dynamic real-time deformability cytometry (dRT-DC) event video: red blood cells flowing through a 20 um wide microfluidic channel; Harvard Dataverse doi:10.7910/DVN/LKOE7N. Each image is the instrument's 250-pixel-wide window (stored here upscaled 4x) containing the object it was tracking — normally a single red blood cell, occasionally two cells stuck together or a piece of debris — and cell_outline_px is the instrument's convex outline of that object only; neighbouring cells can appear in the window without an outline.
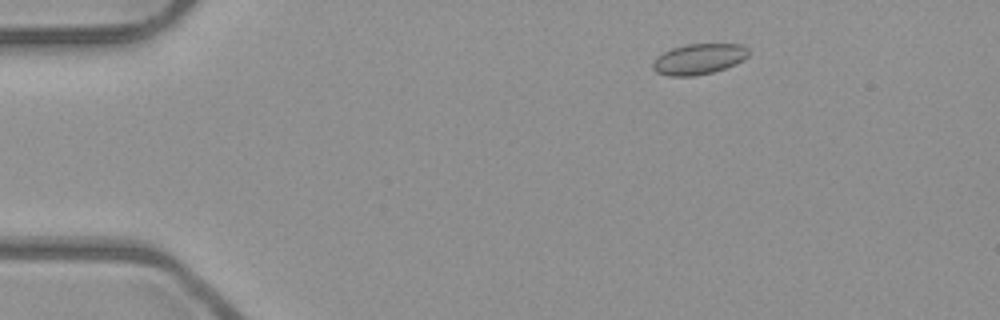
{"species": "common noctule bat (a hibernating species)", "species_latin": "Nyctalus noctula", "temperature_condition": "room temperature", "stored_images_in_passage": 50, "camera_frame_rate_fps": 3000, "um_per_image_px": 0.085, "animal": {"sex": "male", "body_mass_g": 23.1, "forearm_length_mm": 52.7}, "frame": {"image": 1, "passage_image": 6, "time_ms": 1.667, "image_size_px": [1000, 320], "cell_outline_px": [[748, 56], [744, 60], [736, 64], [712, 72], [692, 76], [668, 76], [656, 72], [652, 68], [652, 60], [656, 56], [672, 48], [688, 44], [740, 44], [748, 48]], "centroid_in_image_um": [59.37, 5.02], "position_along_channel_um": 25.6, "area_um2": 17.17}}
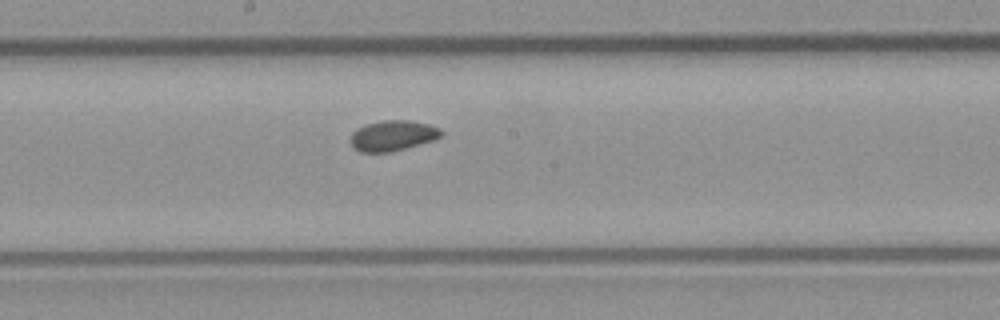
{"frame": {"image": 2, "passage_image": 26, "time_ms": 8.333, "image_size_px": [1000, 320], "cell_outline_px": [[444, 132], [440, 136], [432, 140], [420, 144], [388, 152], [360, 152], [352, 148], [348, 140], [352, 132], [356, 128], [368, 124], [384, 120], [412, 120], [428, 124], [440, 128]], "centroid_in_image_um": [33.33, 11.52], "position_along_channel_um": 214.9, "area_um2": 16.18}}
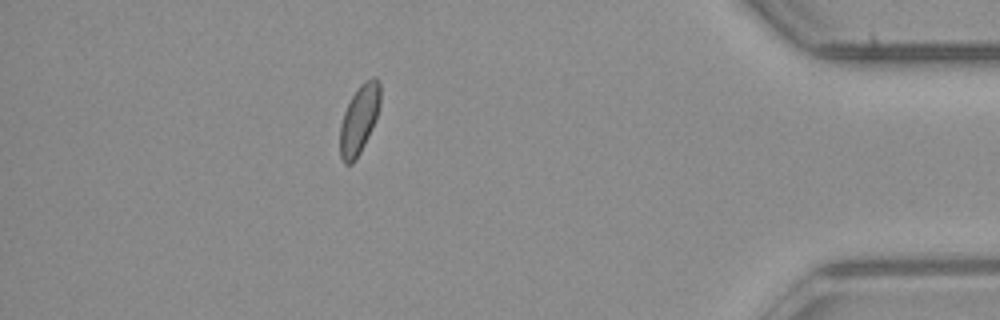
{"frame": {"image": 3, "passage_image": 44, "time_ms": 14.333, "image_size_px": [1000, 320], "cell_outline_px": [[380, 104], [376, 120], [356, 160], [352, 164], [344, 164], [340, 156], [340, 124], [344, 112], [352, 96], [360, 84], [372, 76], [376, 76], [380, 80]], "centroid_in_image_um": [30.54, 10.13], "position_along_channel_um": 404.7, "area_um2": 16.24}, "authors_computed_cell_mechanics": {"area_um2": 16.2996, "velocity_mm_per_s": 3.9554, "shape_relaxation_time_tau1_ms": null, "shape_relaxation_time_tau2_ms": 2.0696, "deformation_change_tau1": null, "deformation_change_tau2": 0.0472}}